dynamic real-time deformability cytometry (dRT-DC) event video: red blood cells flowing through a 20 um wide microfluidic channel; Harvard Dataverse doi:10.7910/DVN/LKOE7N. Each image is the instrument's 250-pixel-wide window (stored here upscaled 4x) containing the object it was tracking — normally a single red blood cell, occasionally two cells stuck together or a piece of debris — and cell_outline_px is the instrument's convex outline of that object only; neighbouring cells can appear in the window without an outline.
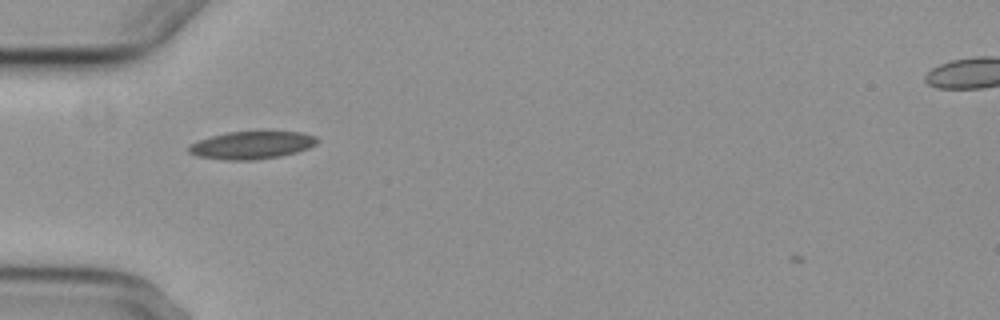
{"species": "common noctule bat (a hibernating species)", "species_latin": "Nyctalus noctula", "temperature_condition": "cold", "stored_images_in_passage": 3, "camera_frame_rate_fps": 3000, "um_per_image_px": 0.085, "animal": {"sex": "female", "body_mass_g": 29.2, "forearm_length_mm": 56.3}, "frame": {"image": 1, "passage_image": 2, "time_ms": 1.333, "image_size_px": [1000, 320], "cell_outline_px": [[320, 140], [316, 144], [308, 148], [296, 152], [280, 156], [252, 160], [224, 160], [196, 156], [188, 152], [188, 144], [196, 140], [228, 132], [256, 128], [304, 132], [316, 136]], "centroid_in_image_um": [21.42, 12.28], "position_along_channel_um": 63.6, "area_um2": 21.91}}
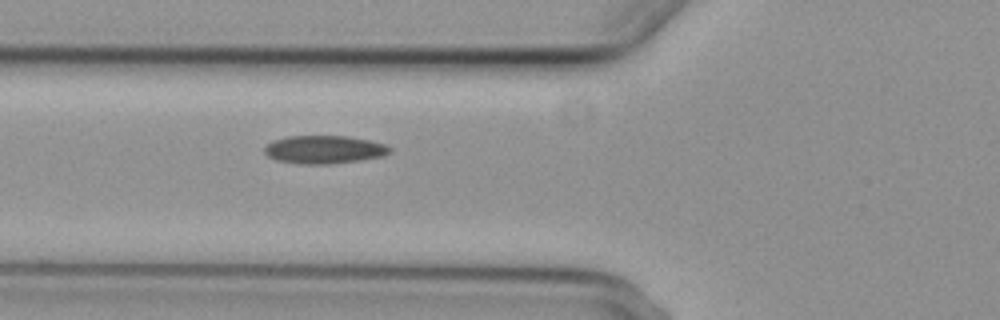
{"frame": {"image": 2, "passage_image": 3, "time_ms": 2.333, "image_size_px": [1000, 320], "cell_outline_px": [[392, 152], [380, 156], [356, 160], [324, 164], [304, 164], [276, 160], [268, 156], [264, 152], [264, 148], [272, 140], [288, 136], [348, 136], [368, 140], [384, 144], [392, 148]], "centroid_in_image_um": [27.52, 12.7], "position_along_channel_um": 98.3, "area_um2": 20.23}}